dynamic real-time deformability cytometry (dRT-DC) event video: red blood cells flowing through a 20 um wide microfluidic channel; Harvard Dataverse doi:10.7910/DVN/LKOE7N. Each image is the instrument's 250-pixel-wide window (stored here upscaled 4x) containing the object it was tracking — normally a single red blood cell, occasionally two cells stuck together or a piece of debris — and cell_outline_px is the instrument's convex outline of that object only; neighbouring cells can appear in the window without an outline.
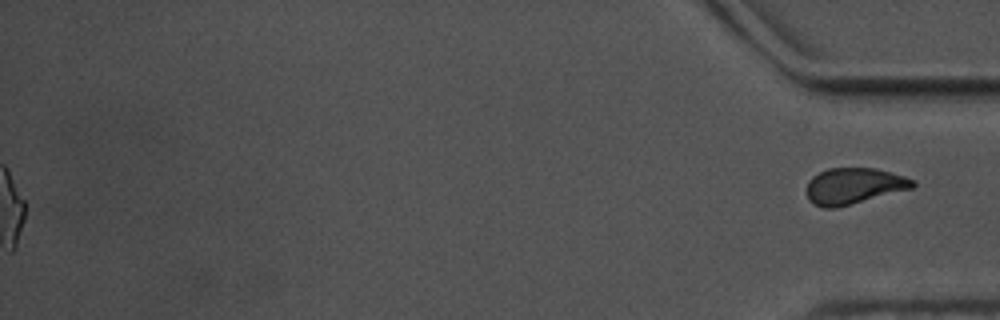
{"species": "common noctule bat (a hibernating species)", "species_latin": "Nyctalus noctula", "temperature_condition": "warm", "stored_images_in_passage": 42, "segment_of_instrument_passage": [2, 2], "camera_frame_rate_fps": 3000, "um_per_image_px": 0.085, "animal": {"sex": "male", "body_mass_g": 17.5, "forearm_length_mm": 52.3}, "frame": {"image": 1, "passage_image": 42, "time_ms": 13.667, "image_size_px": [1000, 320], "cell_outline_px": [[916, 184], [912, 188], [836, 208], [824, 208], [812, 204], [808, 200], [808, 180], [812, 176], [828, 168], [876, 168], [904, 176], [916, 180]], "centroid_in_image_um": [72.57, 15.81], "position_along_channel_um": 362.6, "area_um2": 22.31}}